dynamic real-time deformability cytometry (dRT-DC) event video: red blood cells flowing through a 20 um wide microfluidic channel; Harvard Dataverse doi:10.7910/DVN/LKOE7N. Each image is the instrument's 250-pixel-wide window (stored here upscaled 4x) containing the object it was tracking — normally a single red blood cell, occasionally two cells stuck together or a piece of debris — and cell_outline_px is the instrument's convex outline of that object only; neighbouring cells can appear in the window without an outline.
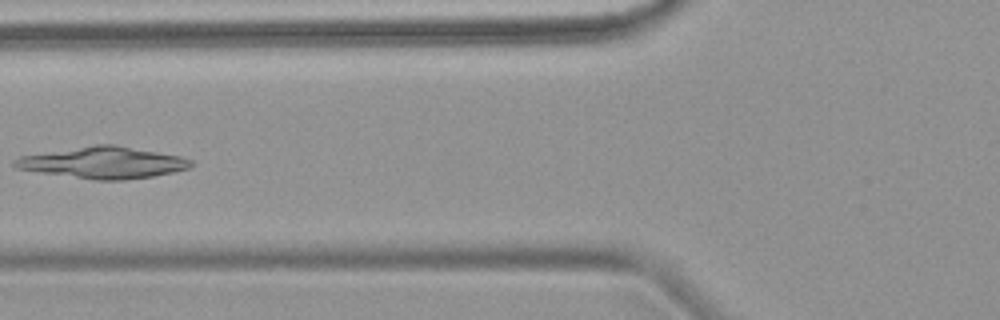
{"species": "common noctule bat (a hibernating species)", "species_latin": "Nyctalus noctula", "temperature_condition": "warm", "stored_images_in_passage": 6, "camera_frame_rate_fps": 3000, "um_per_image_px": 0.085, "animal": {"sex": "female", "body_mass_g": 18.4}, "frame": {"image": 1, "passage_image": 6, "time_ms": 6.0, "image_size_px": [1000, 320], "cell_outline_px": [[196, 164], [188, 168], [172, 172], [152, 176], [124, 180], [96, 180], [40, 172], [16, 168], [12, 164], [12, 160], [20, 156], [96, 144], [116, 144], [180, 156], [192, 160]], "centroid_in_image_um": [8.79, 13.81], "position_along_channel_um": 117.0, "area_um2": 32.25}}